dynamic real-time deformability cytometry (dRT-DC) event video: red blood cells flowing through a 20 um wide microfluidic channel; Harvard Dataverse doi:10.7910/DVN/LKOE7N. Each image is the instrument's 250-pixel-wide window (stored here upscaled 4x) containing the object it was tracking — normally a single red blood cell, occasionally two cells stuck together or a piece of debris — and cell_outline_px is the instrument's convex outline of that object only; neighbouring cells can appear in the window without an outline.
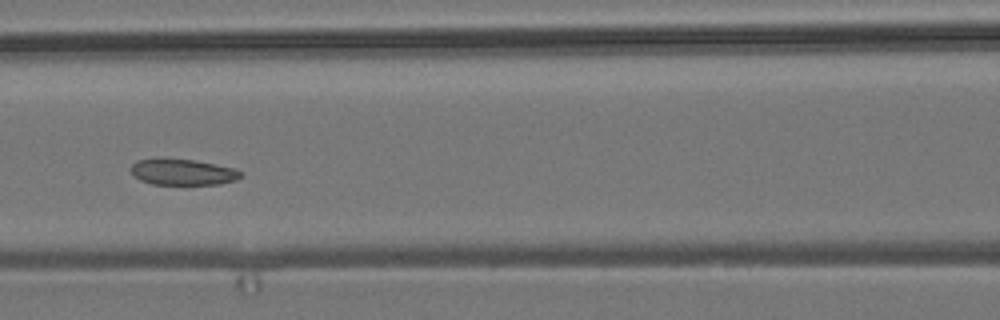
{"species": "common noctule bat (a hibernating species)", "species_latin": "Nyctalus noctula", "temperature_condition": "room temperature", "stored_images_in_passage": 16, "camera_frame_rate_fps": 3000, "um_per_image_px": 0.085, "animal": {"sex": "male", "body_mass_g": 19.2, "forearm_length_mm": 51.8}, "frame": {"image": 1, "passage_image": 10, "time_ms": 3.0, "image_size_px": [1000, 320], "cell_outline_px": [[244, 176], [236, 180], [220, 184], [152, 184], [140, 180], [132, 172], [132, 164], [136, 160], [196, 160], [236, 168], [244, 172]], "centroid_in_image_um": [15.65, 14.64], "position_along_channel_um": 150.9, "area_um2": 16.42}}